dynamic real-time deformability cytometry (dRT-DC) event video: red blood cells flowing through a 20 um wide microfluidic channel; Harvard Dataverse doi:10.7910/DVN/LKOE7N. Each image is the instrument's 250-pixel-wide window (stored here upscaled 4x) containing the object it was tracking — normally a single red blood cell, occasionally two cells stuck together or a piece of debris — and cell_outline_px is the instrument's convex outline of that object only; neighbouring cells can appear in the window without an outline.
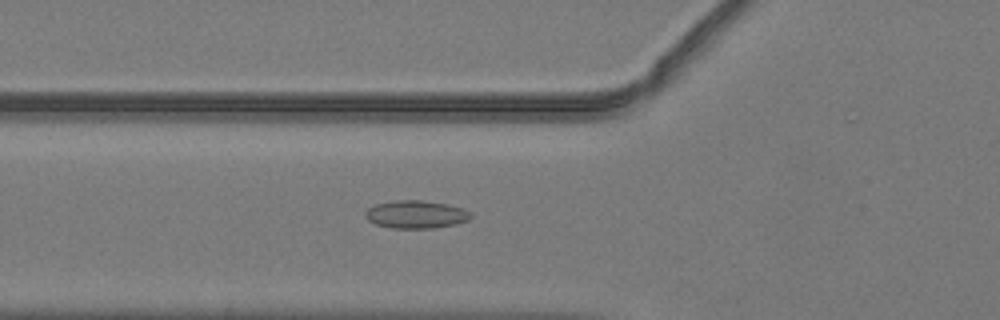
{"species": "common noctule bat (a hibernating species)", "species_latin": "Nyctalus noctula", "temperature_condition": "warm", "stored_images_in_passage": 48, "camera_frame_rate_fps": 3000, "um_per_image_px": 0.085, "animal": {"sex": "male", "body_mass_g": 19.2, "forearm_length_mm": 51.8}, "frame": {"image": 1, "passage_image": 20, "time_ms": 6.333, "image_size_px": [1000, 320], "cell_outline_px": [[472, 216], [468, 220], [456, 224], [432, 228], [392, 228], [376, 224], [368, 220], [364, 216], [364, 212], [368, 208], [376, 204], [392, 200], [424, 200], [448, 204], [464, 208], [472, 212]], "centroid_in_image_um": [35.37, 18.21], "position_along_channel_um": 90.4, "area_um2": 17.34}}
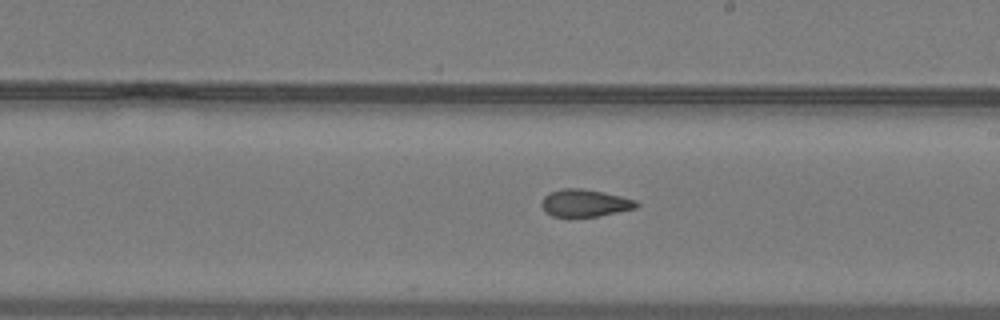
{"frame": {"image": 2, "passage_image": 31, "time_ms": 10.0, "image_size_px": [1000, 320], "cell_outline_px": [[640, 204], [636, 208], [600, 216], [552, 216], [544, 212], [540, 204], [544, 196], [548, 192], [564, 188], [580, 188], [604, 192], [636, 200]], "centroid_in_image_um": [49.69, 17.25], "position_along_channel_um": 239.3, "area_um2": 15.2}}
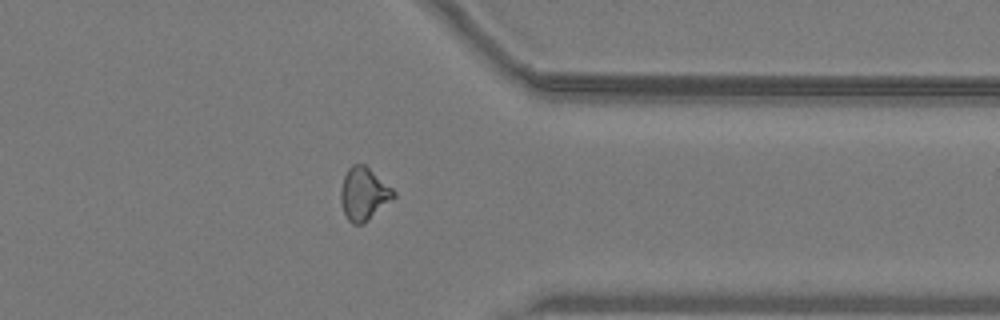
{"frame": {"image": 3, "passage_image": 42, "time_ms": 13.667, "image_size_px": [1000, 320], "cell_outline_px": [[396, 196], [364, 224], [352, 224], [348, 220], [344, 212], [340, 200], [340, 188], [344, 176], [348, 168], [352, 164], [364, 164], [392, 188], [396, 192]], "centroid_in_image_um": [30.91, 16.49], "position_along_channel_um": 380.5, "area_um2": 16.24}}